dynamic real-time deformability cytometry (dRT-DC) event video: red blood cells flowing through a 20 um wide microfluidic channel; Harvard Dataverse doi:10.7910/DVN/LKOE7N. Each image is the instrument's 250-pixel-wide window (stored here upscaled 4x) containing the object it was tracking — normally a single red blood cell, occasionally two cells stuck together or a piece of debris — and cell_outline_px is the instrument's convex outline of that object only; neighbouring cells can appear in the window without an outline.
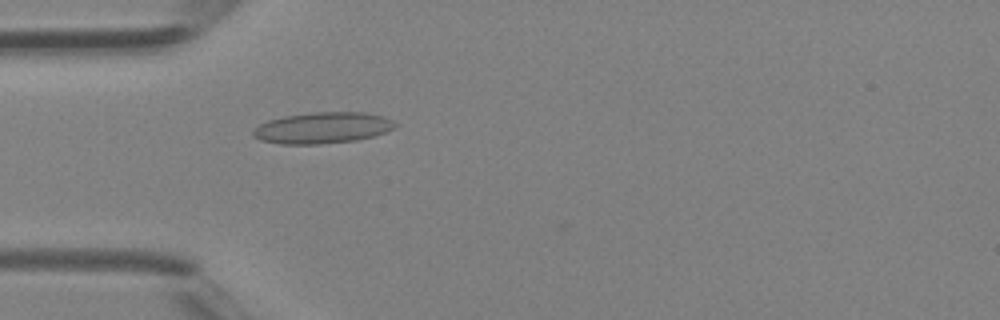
{"species": "Egyptian fruit bat (a non-hibernating species)", "species_latin": "Rousettus aegyptiacus", "temperature_condition": "room temperature", "stored_images_in_passage": 40, "camera_frame_rate_fps": 3000, "um_per_image_px": 0.085, "animal": {"sex": "female"}, "frame": {"image": 1, "passage_image": 12, "time_ms": 3.667, "image_size_px": [1000, 320], "cell_outline_px": [[396, 124], [392, 128], [376, 136], [356, 140], [320, 144], [280, 144], [260, 140], [252, 136], [252, 128], [268, 120], [284, 116], [312, 112], [364, 112], [384, 116], [392, 120]], "centroid_in_image_um": [27.38, 10.87], "position_along_channel_um": 57.6, "area_um2": 25.95}}
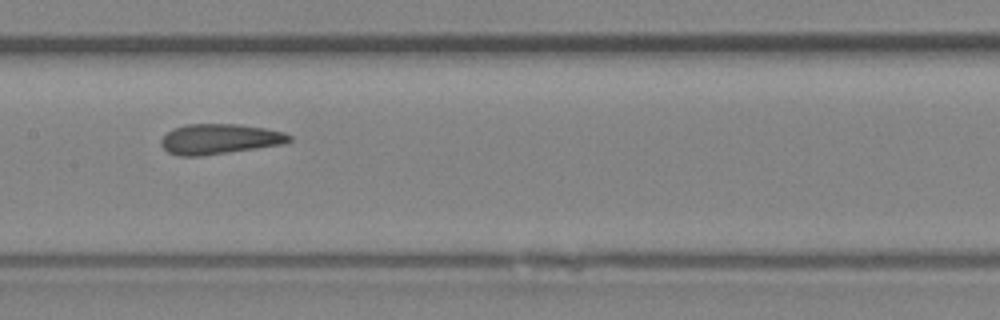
{"frame": {"image": 2, "passage_image": 20, "time_ms": 6.333, "image_size_px": [1000, 320], "cell_outline_px": [[292, 140], [284, 144], [200, 156], [180, 156], [168, 152], [160, 144], [160, 140], [172, 128], [184, 124], [240, 124], [264, 128], [284, 132], [292, 136]], "centroid_in_image_um": [18.65, 11.81], "position_along_channel_um": 188.7, "area_um2": 22.6}}
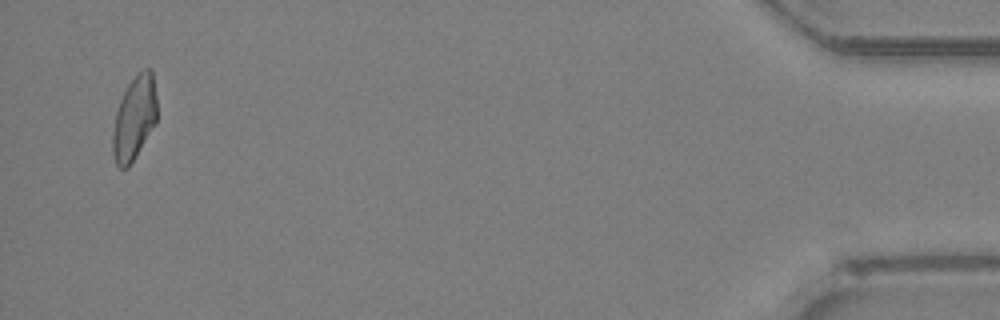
{"frame": {"image": 3, "passage_image": 39, "time_ms": 12.667, "image_size_px": [1000, 320], "cell_outline_px": [[156, 124], [128, 168], [120, 168], [116, 164], [112, 156], [112, 132], [116, 112], [120, 100], [128, 84], [136, 72], [144, 68], [152, 68], [156, 96]], "centroid_in_image_um": [11.41, 10.02], "position_along_channel_um": 423.8, "area_um2": 21.91}}